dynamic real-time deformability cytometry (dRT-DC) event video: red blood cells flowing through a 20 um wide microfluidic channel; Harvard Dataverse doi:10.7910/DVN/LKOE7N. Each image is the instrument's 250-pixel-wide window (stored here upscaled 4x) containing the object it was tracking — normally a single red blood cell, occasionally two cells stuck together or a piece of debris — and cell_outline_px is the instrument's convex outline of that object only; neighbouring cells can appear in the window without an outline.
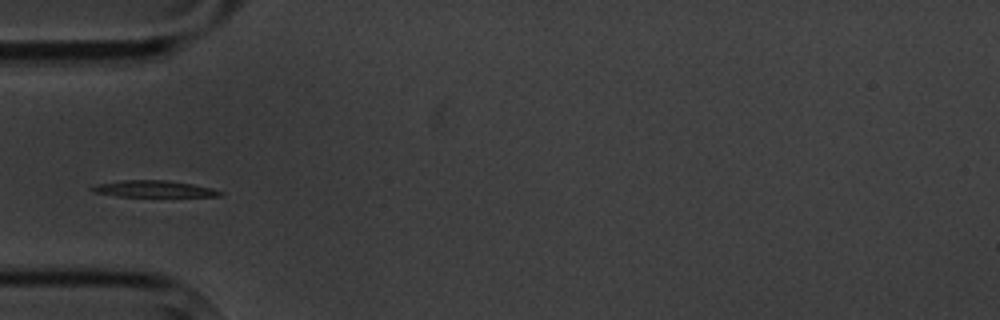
{"species": "common noctule bat (a hibernating species)", "species_latin": "Nyctalus noctula", "temperature_condition": "cold", "stored_images_in_passage": 4, "camera_frame_rate_fps": 3000, "um_per_image_px": 0.085, "animal": {"sex": "male", "body_mass_g": 20.1, "forearm_length_mm": 53.5}, "frame": {"image": 1, "passage_image": 4, "time_ms": 3.667, "image_size_px": [1000, 320], "cell_outline_px": [[224, 196], [116, 196], [92, 192], [88, 188], [96, 184], [124, 180], [168, 180], [192, 184], [212, 188], [224, 192]], "centroid_in_image_um": [13.05, 16.05], "position_along_channel_um": 72.0, "area_um2": 12.37}}